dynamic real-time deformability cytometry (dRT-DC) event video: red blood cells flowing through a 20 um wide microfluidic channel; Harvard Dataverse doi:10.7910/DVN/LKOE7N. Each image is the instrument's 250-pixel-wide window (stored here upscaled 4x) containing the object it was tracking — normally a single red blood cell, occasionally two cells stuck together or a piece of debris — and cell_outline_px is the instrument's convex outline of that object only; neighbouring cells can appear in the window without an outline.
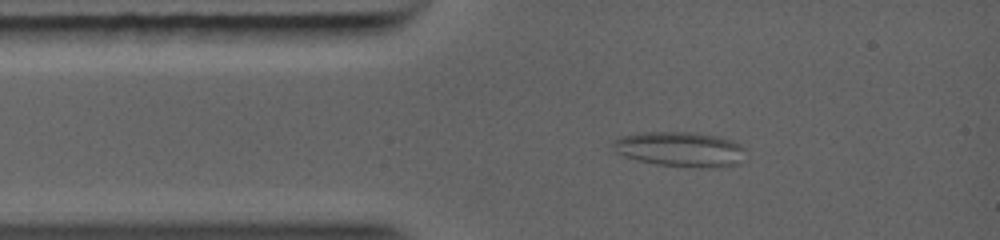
{"species": "common noctule bat (a hibernating species)", "species_latin": "Nyctalus noctula", "temperature_condition": "warm", "stored_images_in_passage": 22, "camera_frame_rate_fps": 5000, "um_per_image_px": 0.085, "animal": {"sex": "female", "body_mass_g": 19.0, "forearm_length_mm": 56.7}, "frame": {"image": 1, "passage_image": 1, "time_ms": 0.0, "image_size_px": [1000, 240], "cell_outline_px": [[744, 148], [740, 164], [720, 168], [696, 168], [656, 164], [636, 160], [624, 156], [616, 152], [612, 148], [612, 144], [620, 136], [636, 132], [692, 132], [716, 136], [732, 140], [740, 144]], "centroid_in_image_um": [57.81, 12.69], "position_along_channel_um": 27.2, "area_um2": 27.34}}
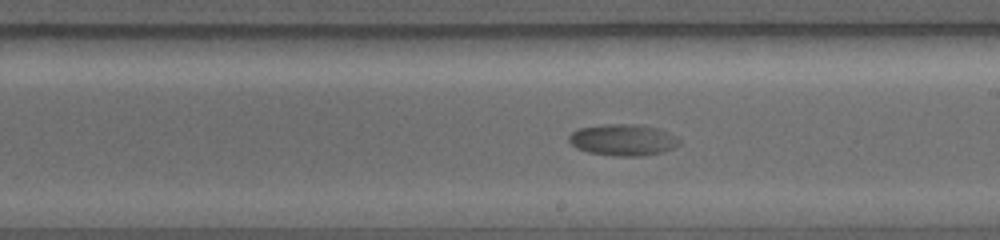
{"frame": {"image": 2, "passage_image": 9, "time_ms": 5.0, "image_size_px": [1000, 240], "cell_outline_px": [[680, 144], [664, 152], [640, 156], [612, 156], [588, 152], [576, 148], [568, 140], [568, 136], [572, 132], [580, 128], [600, 124], [636, 124], [656, 128], [680, 140]], "centroid_in_image_um": [52.9, 11.9], "position_along_channel_um": 236.1, "area_um2": 20.11}}
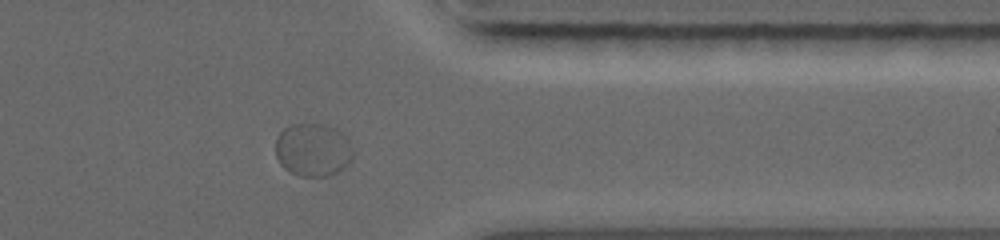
{"frame": {"image": 3, "passage_image": 18, "time_ms": 8.4, "image_size_px": [1000, 240], "cell_outline_px": [[352, 160], [344, 168], [328, 176], [300, 176], [284, 168], [280, 164], [276, 156], [276, 136], [284, 128], [292, 124], [324, 124], [336, 128], [348, 140], [352, 152]], "centroid_in_image_um": [26.58, 12.73], "position_along_channel_um": 384.8, "area_um2": 23.93}}